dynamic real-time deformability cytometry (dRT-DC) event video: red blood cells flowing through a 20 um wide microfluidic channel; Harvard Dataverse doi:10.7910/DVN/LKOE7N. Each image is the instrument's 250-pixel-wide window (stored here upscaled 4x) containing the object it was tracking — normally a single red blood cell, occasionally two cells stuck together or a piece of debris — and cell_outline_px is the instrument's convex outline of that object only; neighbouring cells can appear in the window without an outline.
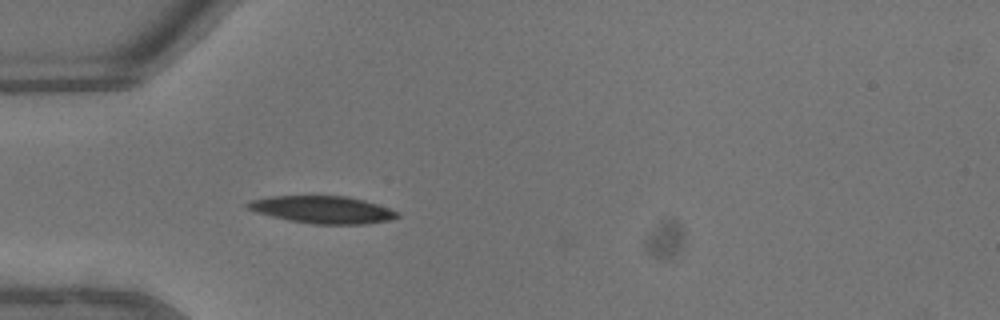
{"species": "common noctule bat (a hibernating species)", "species_latin": "Nyctalus noctula", "temperature_condition": "warm", "stored_images_in_passage": 32, "camera_frame_rate_fps": 3000, "um_per_image_px": 0.085, "animal": {"sex": "male", "body_mass_g": 13.3}, "frame": {"image": 1, "passage_image": 3, "time_ms": 0.667, "image_size_px": [1000, 320], "cell_outline_px": [[400, 216], [388, 220], [364, 224], [312, 224], [288, 220], [256, 212], [244, 208], [244, 204], [252, 200], [272, 196], [344, 196], [364, 200], [400, 212]], "centroid_in_image_um": [27.39, 17.82], "position_along_channel_um": 57.6, "area_um2": 23.76}}
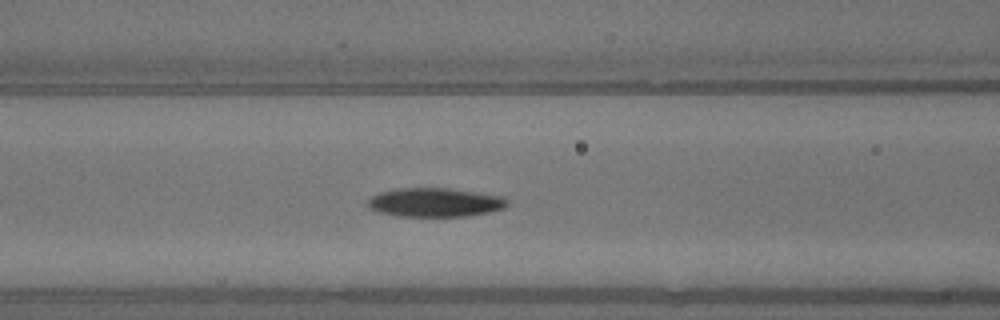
{"frame": {"image": 2, "passage_image": 8, "time_ms": 2.333, "image_size_px": [1000, 320], "cell_outline_px": [[508, 204], [504, 208], [492, 212], [468, 216], [396, 216], [380, 212], [368, 208], [364, 204], [372, 196], [380, 192], [400, 188], [448, 188], [504, 196], [508, 200]], "centroid_in_image_um": [36.98, 17.21], "position_along_channel_um": 129.6, "area_um2": 23.7}}
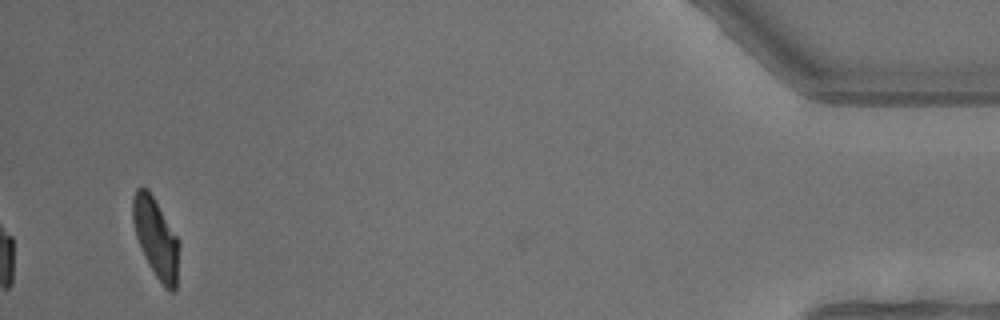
{"frame": {"image": 3, "passage_image": 32, "time_ms": 10.333, "image_size_px": [1000, 320], "cell_outline_px": [[180, 244], [176, 288], [172, 292], [164, 288], [148, 264], [144, 256], [136, 236], [132, 220], [132, 196], [136, 188], [148, 188], [176, 236]], "centroid_in_image_um": [13.24, 20.24], "position_along_channel_um": 422.0, "area_um2": 21.39}, "authors_computed_cell_mechanics": {"area_um2": 23.7269, "velocity_mm_per_s": 4.6718, "shape_relaxation_time_tau1_ms": 4.2622, "shape_relaxation_time_tau2_ms": 4.7821, "deformation_change_tau1": 0.1862, "deformation_change_tau2": 0.117}}